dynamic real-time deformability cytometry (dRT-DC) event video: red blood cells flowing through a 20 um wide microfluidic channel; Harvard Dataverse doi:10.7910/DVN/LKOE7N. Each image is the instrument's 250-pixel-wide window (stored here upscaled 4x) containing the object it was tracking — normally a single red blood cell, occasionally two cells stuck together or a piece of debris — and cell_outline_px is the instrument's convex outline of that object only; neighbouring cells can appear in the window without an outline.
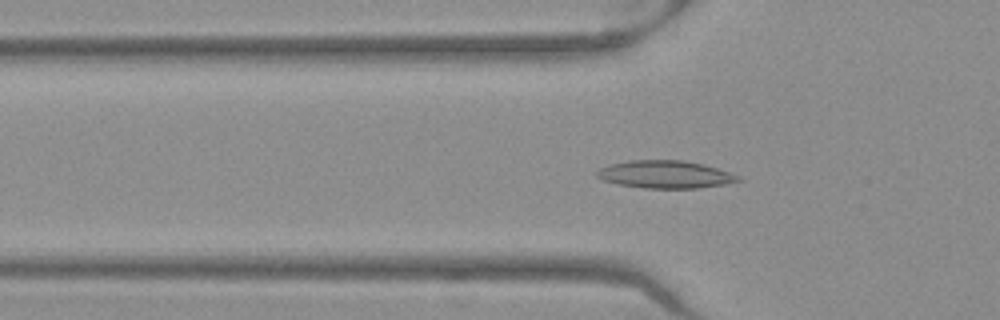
{"species": "Egyptian fruit bat (a non-hibernating species)", "species_latin": "Rousettus aegyptiacus", "temperature_condition": "warm", "stored_images_in_passage": 51, "camera_frame_rate_fps": 3000, "um_per_image_px": 0.085, "frame": {"image": 1, "passage_image": 17, "time_ms": 5.333, "image_size_px": [1000, 320], "cell_outline_px": [[744, 180], [724, 184], [696, 188], [644, 188], [620, 184], [604, 180], [596, 176], [596, 172], [600, 168], [612, 164], [628, 160], [680, 160], [704, 164], [740, 176]], "centroid_in_image_um": [56.56, 14.82], "position_along_channel_um": 69.2, "area_um2": 22.54}}
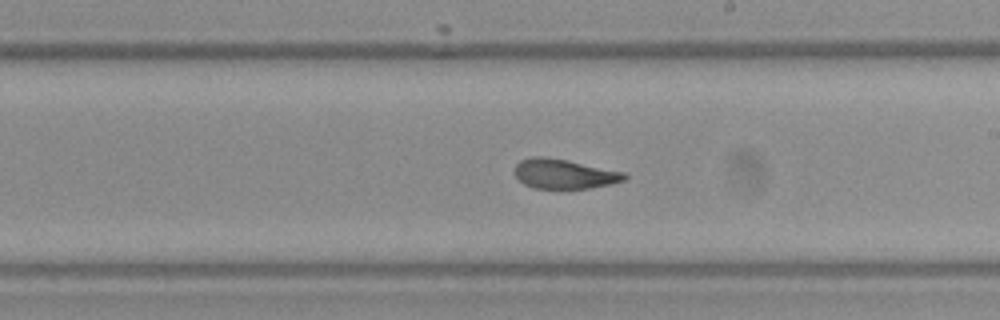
{"frame": {"image": 2, "passage_image": 30, "time_ms": 9.667, "image_size_px": [1000, 320], "cell_outline_px": [[628, 176], [624, 180], [612, 184], [588, 188], [532, 188], [524, 184], [516, 176], [516, 164], [520, 160], [532, 156], [544, 156], [568, 160], [624, 172]], "centroid_in_image_um": [47.96, 14.77], "position_along_channel_um": 241.0, "area_um2": 18.9}}
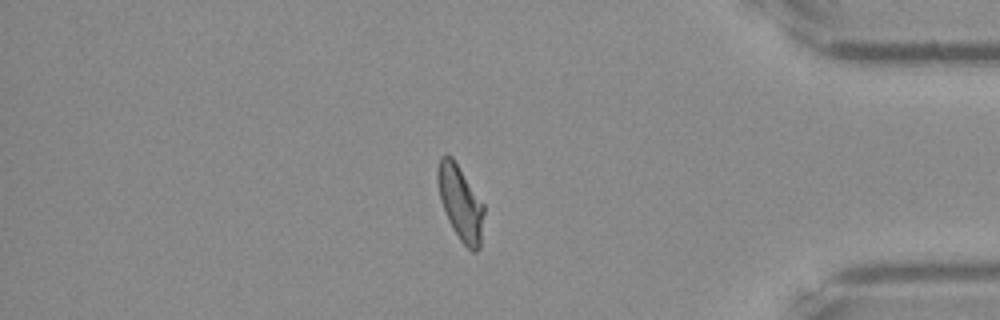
{"frame": {"image": 3, "passage_image": 44, "time_ms": 14.333, "image_size_px": [1000, 320], "cell_outline_px": [[484, 212], [480, 248], [476, 252], [472, 252], [460, 240], [452, 228], [448, 220], [440, 200], [436, 180], [436, 172], [440, 156], [452, 156], [484, 204]], "centroid_in_image_um": [39.12, 17.25], "position_along_channel_um": 396.1, "area_um2": 20.23}, "authors_computed_cell_mechanics": {"area_um2": 20.23, "velocity_mm_per_s": 3.9603, "shape_relaxation_time_tau1_ms": 7.6911, "shape_relaxation_time_tau2_ms": 1.9194, "deformation_change_tau1": 0.2182, "deformation_change_tau2": 0.0784}}